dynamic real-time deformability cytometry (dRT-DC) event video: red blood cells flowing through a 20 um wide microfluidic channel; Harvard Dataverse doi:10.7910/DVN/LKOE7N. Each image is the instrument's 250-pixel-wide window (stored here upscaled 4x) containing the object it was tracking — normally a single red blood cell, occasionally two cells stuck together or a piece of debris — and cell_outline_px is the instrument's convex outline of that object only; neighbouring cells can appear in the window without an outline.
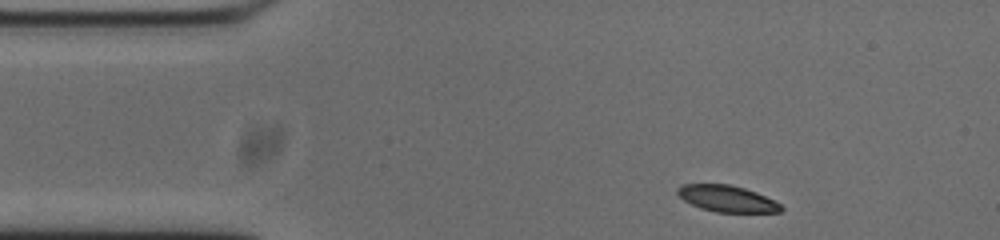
{"species": "common noctule bat (a hibernating species)", "species_latin": "Nyctalus noctula", "temperature_condition": "cold", "stored_images_in_passage": 47, "camera_frame_rate_fps": 3000, "um_per_image_px": 0.085, "animal": {"sex": "male", "body_mass_g": 20.0, "forearm_length_mm": 53.3}, "frame": {"image": 1, "passage_image": 1, "time_ms": 0.0, "image_size_px": [1000, 240], "cell_outline_px": [[784, 208], [780, 212], [716, 212], [700, 208], [684, 200], [676, 192], [676, 188], [680, 184], [728, 184], [744, 188], [756, 192], [780, 204]], "centroid_in_image_um": [61.76, 16.88], "position_along_channel_um": 23.2, "area_um2": 15.84}}
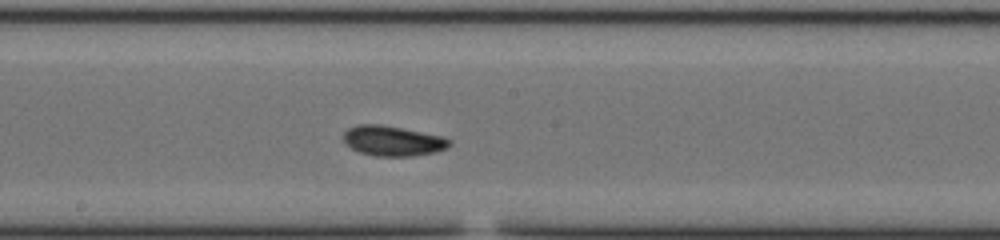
{"frame": {"image": 2, "passage_image": 21, "time_ms": 6.667, "image_size_px": [1000, 240], "cell_outline_px": [[452, 144], [448, 148], [436, 152], [412, 156], [376, 156], [360, 152], [352, 148], [344, 140], [344, 132], [348, 128], [356, 124], [380, 124], [444, 136], [452, 140]], "centroid_in_image_um": [33.44, 11.97], "position_along_channel_um": 214.8, "area_um2": 18.67}}
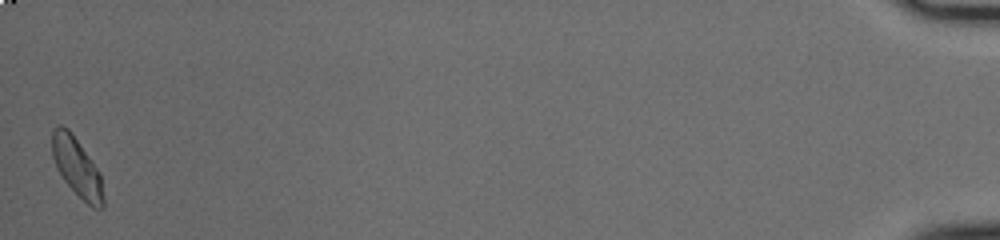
{"frame": {"image": 3, "passage_image": 47, "time_ms": 15.333, "image_size_px": [1000, 240], "cell_outline_px": [[104, 208], [92, 208], [64, 180], [56, 168], [52, 156], [52, 128], [60, 124], [68, 128], [72, 132], [100, 172], [104, 196]], "centroid_in_image_um": [6.54, 14.18], "position_along_channel_um": 428.7, "area_um2": 17.63}, "authors_computed_cell_mechanics": {"area_um2": 17.5134, "velocity_mm_per_s": 3.7205, "shape_relaxation_time_tau1_ms": 3.9825, "shape_relaxation_time_tau2_ms": 10.4007, "deformation_change_tau1": 0.1361, "deformation_change_tau2": 0.1139}}